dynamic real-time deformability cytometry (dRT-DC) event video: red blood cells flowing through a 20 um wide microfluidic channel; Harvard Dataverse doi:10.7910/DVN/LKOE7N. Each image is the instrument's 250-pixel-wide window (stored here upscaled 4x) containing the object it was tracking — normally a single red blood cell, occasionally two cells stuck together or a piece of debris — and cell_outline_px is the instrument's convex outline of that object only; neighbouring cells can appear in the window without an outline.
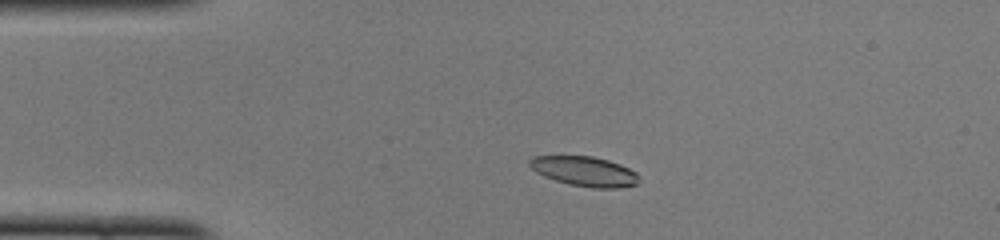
{"species": "common noctule bat (a hibernating species)", "species_latin": "Nyctalus noctula", "temperature_condition": "cold", "stored_images_in_passage": 48, "camera_frame_rate_fps": 3000, "um_per_image_px": 0.085, "animal": {"sex": "female", "body_mass_g": 22.0, "forearm_length_mm": 56.7}, "frame": {"image": 1, "passage_image": 8, "time_ms": 2.333, "image_size_px": [1000, 240], "cell_outline_px": [[636, 184], [620, 188], [592, 188], [568, 184], [544, 176], [536, 172], [528, 164], [528, 160], [532, 156], [592, 156], [608, 160], [620, 164], [636, 172]], "centroid_in_image_um": [49.64, 14.56], "position_along_channel_um": 35.4, "area_um2": 18.84}}
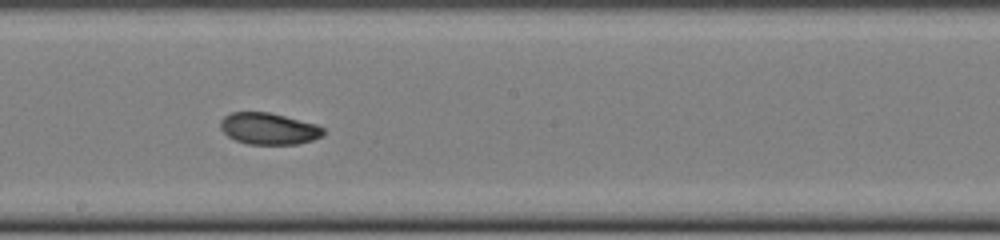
{"frame": {"image": 2, "passage_image": 25, "time_ms": 8.0, "image_size_px": [1000, 240], "cell_outline_px": [[324, 136], [312, 140], [296, 144], [248, 144], [236, 140], [228, 136], [220, 128], [220, 120], [224, 116], [232, 112], [268, 112], [316, 124], [324, 128]], "centroid_in_image_um": [22.84, 10.94], "position_along_channel_um": 225.4, "area_um2": 18.9}}
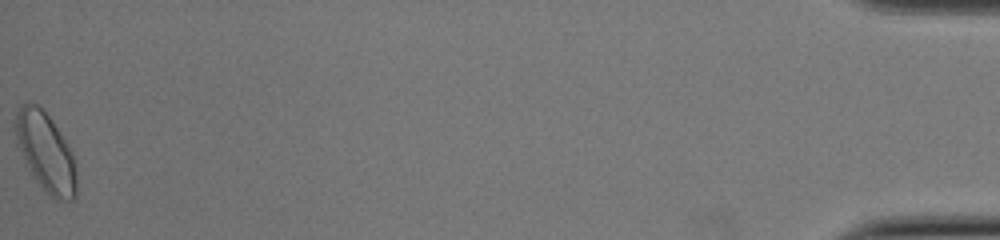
{"frame": {"image": 3, "passage_image": 48, "time_ms": 15.667, "image_size_px": [1000, 240], "cell_outline_px": [[76, 196], [72, 200], [56, 200], [32, 176], [16, 144], [12, 128], [12, 124], [16, 112], [28, 100], [36, 104], [48, 116], [72, 152], [76, 164]], "centroid_in_image_um": [3.84, 12.91], "position_along_channel_um": 431.4, "area_um2": 28.03}, "authors_computed_cell_mechanics": {"area_um2": 19.5942, "velocity_mm_per_s": 3.9693, "shape_relaxation_time_tau1_ms": 3.812, "shape_relaxation_time_tau2_ms": 7.089, "deformation_change_tau1": 0.1176, "deformation_change_tau2": 0.1144}}